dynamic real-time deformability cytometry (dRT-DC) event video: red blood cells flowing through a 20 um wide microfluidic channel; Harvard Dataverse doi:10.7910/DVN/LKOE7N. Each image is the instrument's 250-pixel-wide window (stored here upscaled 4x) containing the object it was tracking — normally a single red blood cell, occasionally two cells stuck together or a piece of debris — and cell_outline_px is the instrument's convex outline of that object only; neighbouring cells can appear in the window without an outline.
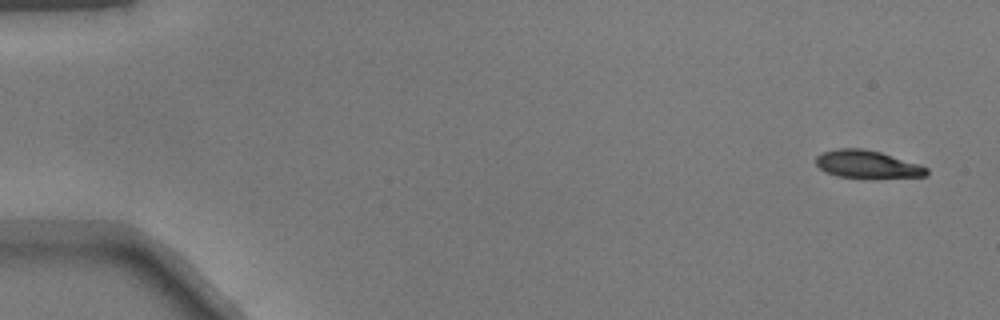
{"species": "common noctule bat (a hibernating species)", "species_latin": "Nyctalus noctula", "temperature_condition": "warm", "stored_images_in_passage": 49, "camera_frame_rate_fps": 3000, "um_per_image_px": 0.085, "animal": {"sex": "male", "body_mass_g": 17.9}, "frame": {"image": 1, "passage_image": 1, "time_ms": 0.0, "image_size_px": [1000, 320], "cell_outline_px": [[928, 176], [836, 176], [820, 168], [816, 164], [816, 156], [824, 152], [836, 148], [860, 148], [880, 152], [920, 164], [928, 168]], "centroid_in_image_um": [73.7, 13.92], "position_along_channel_um": 11.3, "area_um2": 17.17}}
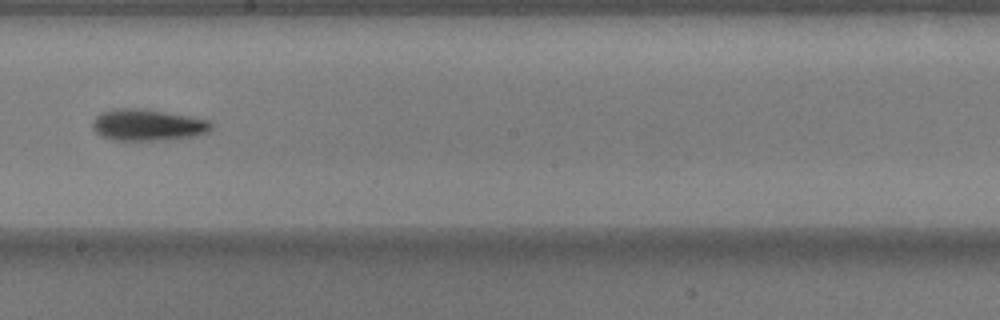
{"frame": {"image": 2, "passage_image": 28, "time_ms": 9.0, "image_size_px": [1000, 320], "cell_outline_px": [[212, 128], [208, 132], [192, 136], [164, 140], [112, 140], [100, 136], [92, 128], [92, 120], [100, 112], [112, 108], [140, 108], [192, 116], [212, 120]], "centroid_in_image_um": [12.53, 10.61], "position_along_channel_um": 235.7, "area_um2": 22.14}}
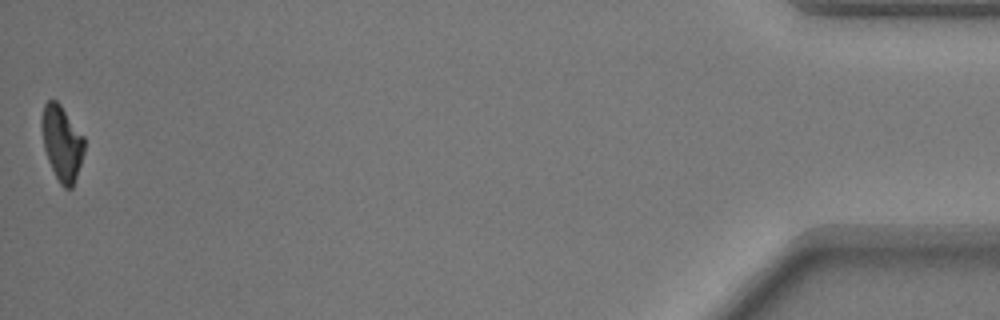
{"frame": {"image": 3, "passage_image": 49, "time_ms": 16.0, "image_size_px": [1000, 320], "cell_outline_px": [[84, 152], [72, 188], [64, 188], [60, 184], [48, 160], [44, 148], [40, 124], [40, 120], [44, 104], [48, 100], [56, 100], [60, 104], [84, 136]], "centroid_in_image_um": [5.24, 12.13], "position_along_channel_um": 430.0, "area_um2": 18.55}}